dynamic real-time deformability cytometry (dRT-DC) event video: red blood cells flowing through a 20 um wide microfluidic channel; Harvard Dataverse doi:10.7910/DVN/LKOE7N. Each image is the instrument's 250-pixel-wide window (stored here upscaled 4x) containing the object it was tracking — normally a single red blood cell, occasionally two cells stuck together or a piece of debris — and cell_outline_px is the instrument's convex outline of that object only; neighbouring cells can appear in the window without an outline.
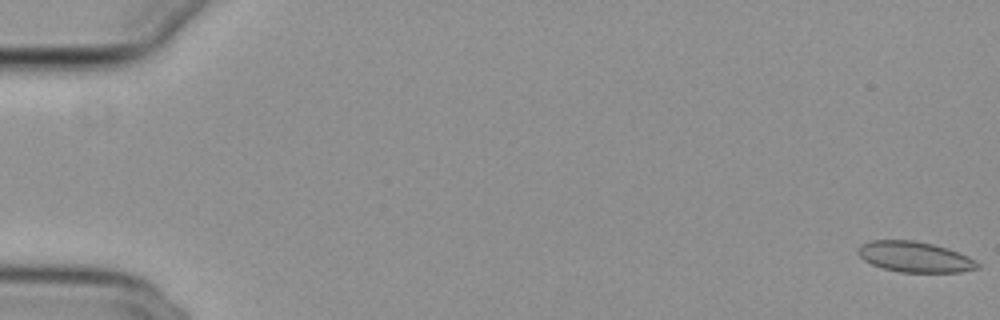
{"species": "common noctule bat (a hibernating species)", "species_latin": "Nyctalus noctula", "temperature_condition": "cold", "stored_images_in_passage": 12, "camera_frame_rate_fps": 3000, "um_per_image_px": 0.085, "animal": {"sex": "female", "body_mass_g": 29.2, "forearm_length_mm": 56.3}, "frame": {"image": 1, "passage_image": 1, "time_ms": 0.0, "image_size_px": [1000, 320], "cell_outline_px": [[980, 268], [960, 272], [900, 272], [884, 268], [872, 264], [864, 260], [856, 252], [856, 248], [860, 244], [872, 240], [916, 240], [948, 248], [968, 256], [976, 260], [980, 264]], "centroid_in_image_um": [77.76, 21.83], "position_along_channel_um": 7.2, "area_um2": 21.44}}